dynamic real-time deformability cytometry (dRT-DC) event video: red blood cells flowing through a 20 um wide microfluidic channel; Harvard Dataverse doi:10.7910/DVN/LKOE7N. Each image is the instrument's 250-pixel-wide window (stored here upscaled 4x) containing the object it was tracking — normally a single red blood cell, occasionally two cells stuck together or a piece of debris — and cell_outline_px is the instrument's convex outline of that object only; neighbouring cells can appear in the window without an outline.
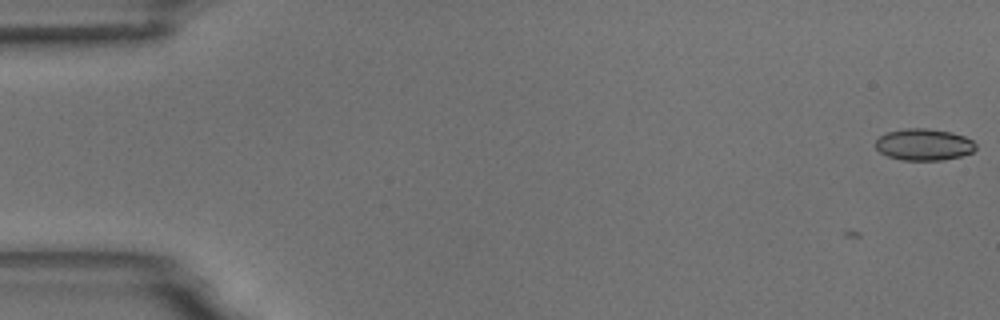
{"species": "common noctule bat (a hibernating species)", "species_latin": "Nyctalus noctula", "temperature_condition": "room temperature", "stored_images_in_passage": 3, "camera_frame_rate_fps": 3000, "um_per_image_px": 0.085, "animal": {"sex": "male", "body_mass_g": 18.8}, "frame": {"image": 1, "passage_image": 3, "time_ms": 0.667, "image_size_px": [1000, 320], "cell_outline_px": [[976, 148], [972, 152], [960, 156], [944, 160], [900, 160], [888, 156], [880, 152], [876, 148], [876, 140], [880, 136], [888, 132], [904, 128], [924, 128], [952, 132], [964, 136], [972, 140], [976, 144]], "centroid_in_image_um": [78.53, 12.29], "position_along_channel_um": 6.5, "area_um2": 18.5}}